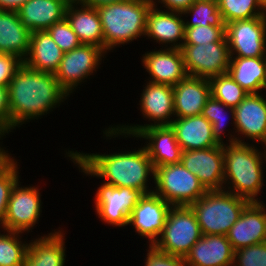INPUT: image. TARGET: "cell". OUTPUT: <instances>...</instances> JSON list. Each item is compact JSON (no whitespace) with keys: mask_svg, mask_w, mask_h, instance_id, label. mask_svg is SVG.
<instances>
[{"mask_svg":"<svg viewBox=\"0 0 266 266\" xmlns=\"http://www.w3.org/2000/svg\"><path fill=\"white\" fill-rule=\"evenodd\" d=\"M147 83V84H146ZM140 96V111L150 124L110 125L102 131L104 139L133 138L142 129L150 126L170 125L175 118L173 87L170 85L147 82ZM152 123H151V122ZM121 135V137H120ZM106 136V138H105ZM108 137V138H107Z\"/></svg>","mask_w":266,"mask_h":266,"instance_id":"obj_6","label":"cell"},{"mask_svg":"<svg viewBox=\"0 0 266 266\" xmlns=\"http://www.w3.org/2000/svg\"><path fill=\"white\" fill-rule=\"evenodd\" d=\"M68 4L69 3H79V0H65Z\"/></svg>","mask_w":266,"mask_h":266,"instance_id":"obj_47","label":"cell"},{"mask_svg":"<svg viewBox=\"0 0 266 266\" xmlns=\"http://www.w3.org/2000/svg\"><path fill=\"white\" fill-rule=\"evenodd\" d=\"M214 42H227L225 27L195 26L185 28L183 45H200Z\"/></svg>","mask_w":266,"mask_h":266,"instance_id":"obj_35","label":"cell"},{"mask_svg":"<svg viewBox=\"0 0 266 266\" xmlns=\"http://www.w3.org/2000/svg\"><path fill=\"white\" fill-rule=\"evenodd\" d=\"M172 206L154 192L144 194L133 208L128 225L133 226L135 233L148 239L152 246L162 233L169 209Z\"/></svg>","mask_w":266,"mask_h":266,"instance_id":"obj_15","label":"cell"},{"mask_svg":"<svg viewBox=\"0 0 266 266\" xmlns=\"http://www.w3.org/2000/svg\"><path fill=\"white\" fill-rule=\"evenodd\" d=\"M59 48L64 51H71L81 45L76 33L72 30L66 18L54 23L46 30Z\"/></svg>","mask_w":266,"mask_h":266,"instance_id":"obj_37","label":"cell"},{"mask_svg":"<svg viewBox=\"0 0 266 266\" xmlns=\"http://www.w3.org/2000/svg\"><path fill=\"white\" fill-rule=\"evenodd\" d=\"M23 234L6 229L0 230V266H24L29 242L23 241Z\"/></svg>","mask_w":266,"mask_h":266,"instance_id":"obj_32","label":"cell"},{"mask_svg":"<svg viewBox=\"0 0 266 266\" xmlns=\"http://www.w3.org/2000/svg\"><path fill=\"white\" fill-rule=\"evenodd\" d=\"M2 142L0 141V144ZM6 147L0 146V175H2L15 161V157H12V154L8 153V149L5 150Z\"/></svg>","mask_w":266,"mask_h":266,"instance_id":"obj_43","label":"cell"},{"mask_svg":"<svg viewBox=\"0 0 266 266\" xmlns=\"http://www.w3.org/2000/svg\"><path fill=\"white\" fill-rule=\"evenodd\" d=\"M151 6V0H125L96 8L107 53L145 36L147 13Z\"/></svg>","mask_w":266,"mask_h":266,"instance_id":"obj_4","label":"cell"},{"mask_svg":"<svg viewBox=\"0 0 266 266\" xmlns=\"http://www.w3.org/2000/svg\"><path fill=\"white\" fill-rule=\"evenodd\" d=\"M29 240L24 266H65L66 247L64 230Z\"/></svg>","mask_w":266,"mask_h":266,"instance_id":"obj_24","label":"cell"},{"mask_svg":"<svg viewBox=\"0 0 266 266\" xmlns=\"http://www.w3.org/2000/svg\"><path fill=\"white\" fill-rule=\"evenodd\" d=\"M154 169V193L171 206H190L207 192L198 177L181 162Z\"/></svg>","mask_w":266,"mask_h":266,"instance_id":"obj_8","label":"cell"},{"mask_svg":"<svg viewBox=\"0 0 266 266\" xmlns=\"http://www.w3.org/2000/svg\"><path fill=\"white\" fill-rule=\"evenodd\" d=\"M217 3L225 25L262 16L260 0H217Z\"/></svg>","mask_w":266,"mask_h":266,"instance_id":"obj_34","label":"cell"},{"mask_svg":"<svg viewBox=\"0 0 266 266\" xmlns=\"http://www.w3.org/2000/svg\"><path fill=\"white\" fill-rule=\"evenodd\" d=\"M144 266H187L183 257L165 254L148 246Z\"/></svg>","mask_w":266,"mask_h":266,"instance_id":"obj_39","label":"cell"},{"mask_svg":"<svg viewBox=\"0 0 266 266\" xmlns=\"http://www.w3.org/2000/svg\"><path fill=\"white\" fill-rule=\"evenodd\" d=\"M230 114H229V113ZM202 115L212 124L213 137L219 144L224 145L223 135H225L224 128L231 124L234 126L233 134L228 132L226 137V143L236 142V130H235V110L232 107L226 106L223 102L213 98L212 96L207 100L202 111ZM230 115V117H228ZM227 116V117H226ZM229 118V119H228ZM230 120L231 122L228 123ZM228 123V124H227ZM224 127V128H223ZM235 131V132H234ZM230 135V136H228Z\"/></svg>","mask_w":266,"mask_h":266,"instance_id":"obj_30","label":"cell"},{"mask_svg":"<svg viewBox=\"0 0 266 266\" xmlns=\"http://www.w3.org/2000/svg\"><path fill=\"white\" fill-rule=\"evenodd\" d=\"M11 132L59 108L70 96L53 73L36 71L22 63L8 85Z\"/></svg>","mask_w":266,"mask_h":266,"instance_id":"obj_2","label":"cell"},{"mask_svg":"<svg viewBox=\"0 0 266 266\" xmlns=\"http://www.w3.org/2000/svg\"><path fill=\"white\" fill-rule=\"evenodd\" d=\"M265 205L264 201L250 202L230 228L226 236L234 251L266 242Z\"/></svg>","mask_w":266,"mask_h":266,"instance_id":"obj_18","label":"cell"},{"mask_svg":"<svg viewBox=\"0 0 266 266\" xmlns=\"http://www.w3.org/2000/svg\"><path fill=\"white\" fill-rule=\"evenodd\" d=\"M123 1L125 0H79V3L86 6L97 8L102 5L119 3Z\"/></svg>","mask_w":266,"mask_h":266,"instance_id":"obj_45","label":"cell"},{"mask_svg":"<svg viewBox=\"0 0 266 266\" xmlns=\"http://www.w3.org/2000/svg\"><path fill=\"white\" fill-rule=\"evenodd\" d=\"M182 151L212 148L220 144L213 137L212 124L201 114L174 118L170 124Z\"/></svg>","mask_w":266,"mask_h":266,"instance_id":"obj_23","label":"cell"},{"mask_svg":"<svg viewBox=\"0 0 266 266\" xmlns=\"http://www.w3.org/2000/svg\"><path fill=\"white\" fill-rule=\"evenodd\" d=\"M21 183L18 181L12 190L2 229L29 233L42 215V195L38 186L24 187Z\"/></svg>","mask_w":266,"mask_h":266,"instance_id":"obj_12","label":"cell"},{"mask_svg":"<svg viewBox=\"0 0 266 266\" xmlns=\"http://www.w3.org/2000/svg\"><path fill=\"white\" fill-rule=\"evenodd\" d=\"M152 5L156 8H163L162 10L180 12L183 13L187 8H189L195 0H151ZM162 6H159V5Z\"/></svg>","mask_w":266,"mask_h":266,"instance_id":"obj_42","label":"cell"},{"mask_svg":"<svg viewBox=\"0 0 266 266\" xmlns=\"http://www.w3.org/2000/svg\"><path fill=\"white\" fill-rule=\"evenodd\" d=\"M234 252L226 235H202L184 259L187 266H233Z\"/></svg>","mask_w":266,"mask_h":266,"instance_id":"obj_21","label":"cell"},{"mask_svg":"<svg viewBox=\"0 0 266 266\" xmlns=\"http://www.w3.org/2000/svg\"><path fill=\"white\" fill-rule=\"evenodd\" d=\"M230 57H266V19L235 20L225 26Z\"/></svg>","mask_w":266,"mask_h":266,"instance_id":"obj_13","label":"cell"},{"mask_svg":"<svg viewBox=\"0 0 266 266\" xmlns=\"http://www.w3.org/2000/svg\"><path fill=\"white\" fill-rule=\"evenodd\" d=\"M64 51L44 31L31 32L30 45L23 63L36 71L53 73L58 70Z\"/></svg>","mask_w":266,"mask_h":266,"instance_id":"obj_27","label":"cell"},{"mask_svg":"<svg viewBox=\"0 0 266 266\" xmlns=\"http://www.w3.org/2000/svg\"><path fill=\"white\" fill-rule=\"evenodd\" d=\"M11 132L9 90L8 86L0 85V140Z\"/></svg>","mask_w":266,"mask_h":266,"instance_id":"obj_40","label":"cell"},{"mask_svg":"<svg viewBox=\"0 0 266 266\" xmlns=\"http://www.w3.org/2000/svg\"><path fill=\"white\" fill-rule=\"evenodd\" d=\"M209 83L211 96L228 107H237L248 95L228 72L210 78Z\"/></svg>","mask_w":266,"mask_h":266,"instance_id":"obj_33","label":"cell"},{"mask_svg":"<svg viewBox=\"0 0 266 266\" xmlns=\"http://www.w3.org/2000/svg\"><path fill=\"white\" fill-rule=\"evenodd\" d=\"M175 118L201 115L211 97L208 79L187 76L173 86Z\"/></svg>","mask_w":266,"mask_h":266,"instance_id":"obj_22","label":"cell"},{"mask_svg":"<svg viewBox=\"0 0 266 266\" xmlns=\"http://www.w3.org/2000/svg\"><path fill=\"white\" fill-rule=\"evenodd\" d=\"M106 54L108 53L103 48L81 44L71 51L64 52L54 75L60 86L70 96L77 88H80L78 85L80 86L90 79L88 77L97 73L102 60L104 63L102 58H106Z\"/></svg>","mask_w":266,"mask_h":266,"instance_id":"obj_9","label":"cell"},{"mask_svg":"<svg viewBox=\"0 0 266 266\" xmlns=\"http://www.w3.org/2000/svg\"><path fill=\"white\" fill-rule=\"evenodd\" d=\"M262 149L264 151H260ZM260 150L256 144L254 146L249 142L225 143L223 145V190L234 193L250 202H260L258 195L263 192L261 190L265 186L266 147L262 146Z\"/></svg>","mask_w":266,"mask_h":266,"instance_id":"obj_3","label":"cell"},{"mask_svg":"<svg viewBox=\"0 0 266 266\" xmlns=\"http://www.w3.org/2000/svg\"><path fill=\"white\" fill-rule=\"evenodd\" d=\"M228 73L248 94L266 90V57H230Z\"/></svg>","mask_w":266,"mask_h":266,"instance_id":"obj_29","label":"cell"},{"mask_svg":"<svg viewBox=\"0 0 266 266\" xmlns=\"http://www.w3.org/2000/svg\"><path fill=\"white\" fill-rule=\"evenodd\" d=\"M65 152V157H69L85 176L98 177L103 179L104 183L133 188L143 194L154 192V187H149L151 183L148 182L152 179L154 183L155 169L144 146L138 150L109 154L83 153L73 149Z\"/></svg>","mask_w":266,"mask_h":266,"instance_id":"obj_1","label":"cell"},{"mask_svg":"<svg viewBox=\"0 0 266 266\" xmlns=\"http://www.w3.org/2000/svg\"><path fill=\"white\" fill-rule=\"evenodd\" d=\"M29 0H0V10L18 11Z\"/></svg>","mask_w":266,"mask_h":266,"instance_id":"obj_44","label":"cell"},{"mask_svg":"<svg viewBox=\"0 0 266 266\" xmlns=\"http://www.w3.org/2000/svg\"><path fill=\"white\" fill-rule=\"evenodd\" d=\"M233 266H266V242L236 250Z\"/></svg>","mask_w":266,"mask_h":266,"instance_id":"obj_38","label":"cell"},{"mask_svg":"<svg viewBox=\"0 0 266 266\" xmlns=\"http://www.w3.org/2000/svg\"><path fill=\"white\" fill-rule=\"evenodd\" d=\"M181 164L195 174L207 191L223 190V145L182 151Z\"/></svg>","mask_w":266,"mask_h":266,"instance_id":"obj_14","label":"cell"},{"mask_svg":"<svg viewBox=\"0 0 266 266\" xmlns=\"http://www.w3.org/2000/svg\"><path fill=\"white\" fill-rule=\"evenodd\" d=\"M15 161L2 175H0V229L4 226L8 201L15 184L19 180V167Z\"/></svg>","mask_w":266,"mask_h":266,"instance_id":"obj_36","label":"cell"},{"mask_svg":"<svg viewBox=\"0 0 266 266\" xmlns=\"http://www.w3.org/2000/svg\"><path fill=\"white\" fill-rule=\"evenodd\" d=\"M23 61L17 56L0 53V85L8 86L13 74Z\"/></svg>","mask_w":266,"mask_h":266,"instance_id":"obj_41","label":"cell"},{"mask_svg":"<svg viewBox=\"0 0 266 266\" xmlns=\"http://www.w3.org/2000/svg\"><path fill=\"white\" fill-rule=\"evenodd\" d=\"M201 237V229L191 207L172 206L162 233L152 246L162 253L185 258Z\"/></svg>","mask_w":266,"mask_h":266,"instance_id":"obj_7","label":"cell"},{"mask_svg":"<svg viewBox=\"0 0 266 266\" xmlns=\"http://www.w3.org/2000/svg\"><path fill=\"white\" fill-rule=\"evenodd\" d=\"M181 51L188 76L210 79L228 72V42L183 45Z\"/></svg>","mask_w":266,"mask_h":266,"instance_id":"obj_11","label":"cell"},{"mask_svg":"<svg viewBox=\"0 0 266 266\" xmlns=\"http://www.w3.org/2000/svg\"><path fill=\"white\" fill-rule=\"evenodd\" d=\"M31 32L25 28L16 11L0 10V53L17 56L22 61L27 56Z\"/></svg>","mask_w":266,"mask_h":266,"instance_id":"obj_28","label":"cell"},{"mask_svg":"<svg viewBox=\"0 0 266 266\" xmlns=\"http://www.w3.org/2000/svg\"><path fill=\"white\" fill-rule=\"evenodd\" d=\"M182 15L180 12L160 10L152 5L147 13L144 38L162 44V48L181 49L185 39V20Z\"/></svg>","mask_w":266,"mask_h":266,"instance_id":"obj_19","label":"cell"},{"mask_svg":"<svg viewBox=\"0 0 266 266\" xmlns=\"http://www.w3.org/2000/svg\"><path fill=\"white\" fill-rule=\"evenodd\" d=\"M249 203L234 193L212 190L190 207L196 215L202 235H227Z\"/></svg>","mask_w":266,"mask_h":266,"instance_id":"obj_5","label":"cell"},{"mask_svg":"<svg viewBox=\"0 0 266 266\" xmlns=\"http://www.w3.org/2000/svg\"><path fill=\"white\" fill-rule=\"evenodd\" d=\"M145 140L143 145L154 168L181 162L182 148L170 125L150 126L142 129L134 139ZM148 143V144H147Z\"/></svg>","mask_w":266,"mask_h":266,"instance_id":"obj_20","label":"cell"},{"mask_svg":"<svg viewBox=\"0 0 266 266\" xmlns=\"http://www.w3.org/2000/svg\"><path fill=\"white\" fill-rule=\"evenodd\" d=\"M234 110L236 142L245 143L246 137L253 144L266 147V99L263 94H248Z\"/></svg>","mask_w":266,"mask_h":266,"instance_id":"obj_16","label":"cell"},{"mask_svg":"<svg viewBox=\"0 0 266 266\" xmlns=\"http://www.w3.org/2000/svg\"><path fill=\"white\" fill-rule=\"evenodd\" d=\"M183 17H190V21L185 19V28L195 26H213L225 27L221 12L218 8L217 0H195V2L187 8L183 13ZM185 15V16H184Z\"/></svg>","mask_w":266,"mask_h":266,"instance_id":"obj_31","label":"cell"},{"mask_svg":"<svg viewBox=\"0 0 266 266\" xmlns=\"http://www.w3.org/2000/svg\"><path fill=\"white\" fill-rule=\"evenodd\" d=\"M141 61L150 75V79L147 80L152 83L173 87L188 76L181 49L164 47L156 50L155 47L154 50L143 54Z\"/></svg>","mask_w":266,"mask_h":266,"instance_id":"obj_17","label":"cell"},{"mask_svg":"<svg viewBox=\"0 0 266 266\" xmlns=\"http://www.w3.org/2000/svg\"><path fill=\"white\" fill-rule=\"evenodd\" d=\"M144 194L133 188L101 183L94 198L95 212L100 221L113 227L128 226V219Z\"/></svg>","mask_w":266,"mask_h":266,"instance_id":"obj_10","label":"cell"},{"mask_svg":"<svg viewBox=\"0 0 266 266\" xmlns=\"http://www.w3.org/2000/svg\"><path fill=\"white\" fill-rule=\"evenodd\" d=\"M67 5L65 0H29L17 12L30 32L44 31L65 18Z\"/></svg>","mask_w":266,"mask_h":266,"instance_id":"obj_26","label":"cell"},{"mask_svg":"<svg viewBox=\"0 0 266 266\" xmlns=\"http://www.w3.org/2000/svg\"><path fill=\"white\" fill-rule=\"evenodd\" d=\"M262 17L266 19V0H260Z\"/></svg>","mask_w":266,"mask_h":266,"instance_id":"obj_46","label":"cell"},{"mask_svg":"<svg viewBox=\"0 0 266 266\" xmlns=\"http://www.w3.org/2000/svg\"><path fill=\"white\" fill-rule=\"evenodd\" d=\"M65 18L81 44L94 45L105 50L101 20L96 8L80 3H69Z\"/></svg>","mask_w":266,"mask_h":266,"instance_id":"obj_25","label":"cell"}]
</instances>
